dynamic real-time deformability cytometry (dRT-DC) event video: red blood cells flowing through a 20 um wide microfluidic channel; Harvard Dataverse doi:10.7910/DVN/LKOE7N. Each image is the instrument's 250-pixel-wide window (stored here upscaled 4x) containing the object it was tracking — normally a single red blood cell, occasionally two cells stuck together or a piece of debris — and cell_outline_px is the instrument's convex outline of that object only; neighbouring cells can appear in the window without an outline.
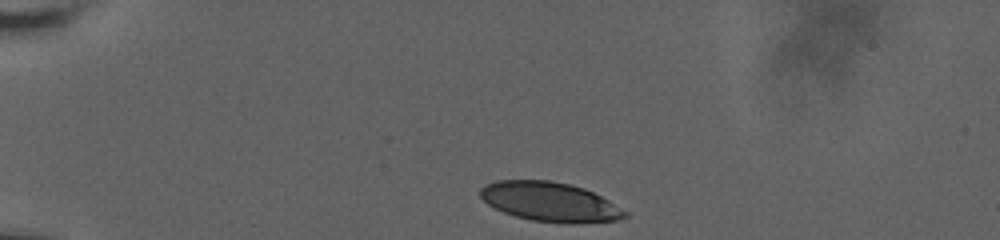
{"species": "human", "species_latin": "Homo sapiens", "temperature_condition": "room temperature", "stored_images_in_passage": 36, "camera_frame_rate_fps": 3000, "um_per_image_px": 0.085, "donor": {"sex": "male"}, "frame": {"image": 1, "passage_image": 1, "time_ms": 0.0, "image_size_px": [1000, 240], "cell_outline_px": [[628, 216], [620, 220], [572, 224], [568, 224], [532, 220], [516, 216], [504, 212], [488, 204], [480, 196], [480, 188], [484, 184], [496, 180], [548, 180], [568, 184], [584, 188], [608, 200], [628, 212]], "centroid_in_image_um": [46.75, 17.16], "position_along_channel_um": 38.2, "area_um2": 33.18}}
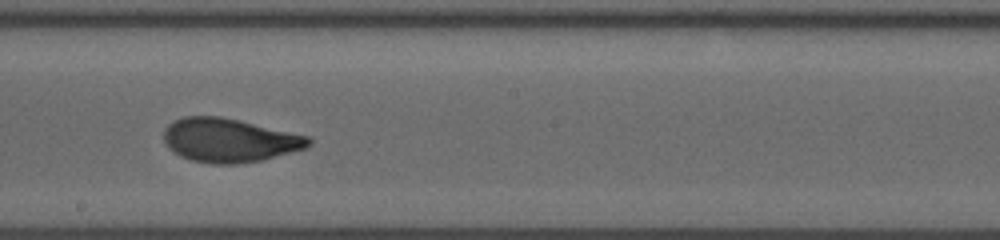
{"frame": {"image": 2, "passage_image": 21, "time_ms": 6.667, "image_size_px": [1000, 240], "cell_outline_px": [[312, 144], [308, 148], [264, 160], [236, 164], [212, 164], [192, 160], [180, 156], [168, 148], [164, 140], [164, 128], [168, 124], [184, 116], [220, 116], [308, 136], [312, 140]], "centroid_in_image_um": [19.5, 11.93], "position_along_channel_um": 228.7, "area_um2": 37.05}}
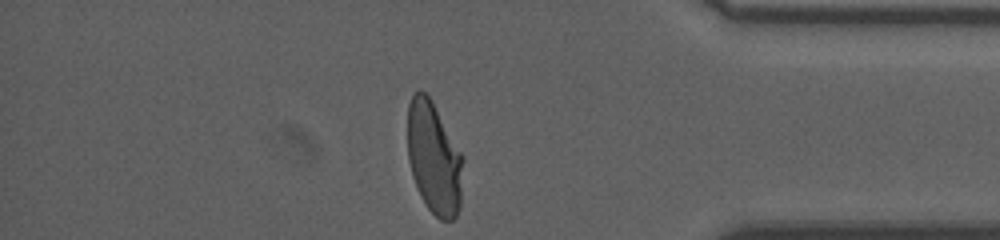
{"frame": {"image": 3, "passage_image": 36, "time_ms": 11.667, "image_size_px": [1000, 240], "cell_outline_px": [[464, 160], [460, 208], [456, 216], [452, 220], [440, 220], [428, 208], [420, 196], [416, 188], [412, 176], [408, 160], [408, 104], [412, 92], [416, 88], [420, 88], [432, 100], [464, 156]], "centroid_in_image_um": [36.89, 13.41], "position_along_channel_um": 398.3, "area_um2": 36.99}, "authors_computed_cell_mechanics": {"area_um2": 36.8186, "velocity_mm_per_s": 3.8083, "shape_relaxation_time_tau1_ms": 4.4379, "shape_relaxation_time_tau2_ms": 0.7921, "deformation_change_tau1": 0.1886, "deformation_change_tau2": 0.0623}}